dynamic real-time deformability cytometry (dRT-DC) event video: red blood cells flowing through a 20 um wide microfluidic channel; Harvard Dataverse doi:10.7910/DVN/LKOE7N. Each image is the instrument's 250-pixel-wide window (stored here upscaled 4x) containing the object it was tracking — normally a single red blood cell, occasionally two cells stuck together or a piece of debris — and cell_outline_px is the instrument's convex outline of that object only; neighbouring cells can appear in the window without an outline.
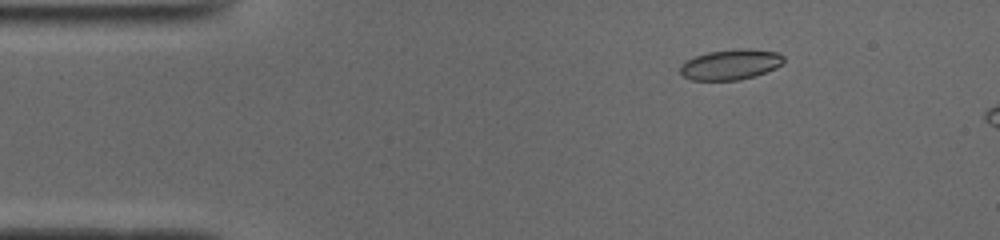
{"species": "common noctule bat (a hibernating species)", "species_latin": "Nyctalus noctula", "temperature_condition": "cold", "stored_images_in_passage": 12, "camera_frame_rate_fps": 3000, "um_per_image_px": 0.085, "animal": {"sex": "male", "body_mass_g": 19.0, "forearm_length_mm": 50.8}, "frame": {"image": 1, "passage_image": 7, "time_ms": 2.0, "image_size_px": [1000, 240], "cell_outline_px": [[784, 60], [776, 68], [756, 76], [740, 80], [692, 80], [684, 76], [680, 72], [680, 64], [696, 56], [708, 52], [748, 48], [752, 48], [776, 52], [784, 56]], "centroid_in_image_um": [62.12, 5.49], "position_along_channel_um": 22.9, "area_um2": 18.26}}